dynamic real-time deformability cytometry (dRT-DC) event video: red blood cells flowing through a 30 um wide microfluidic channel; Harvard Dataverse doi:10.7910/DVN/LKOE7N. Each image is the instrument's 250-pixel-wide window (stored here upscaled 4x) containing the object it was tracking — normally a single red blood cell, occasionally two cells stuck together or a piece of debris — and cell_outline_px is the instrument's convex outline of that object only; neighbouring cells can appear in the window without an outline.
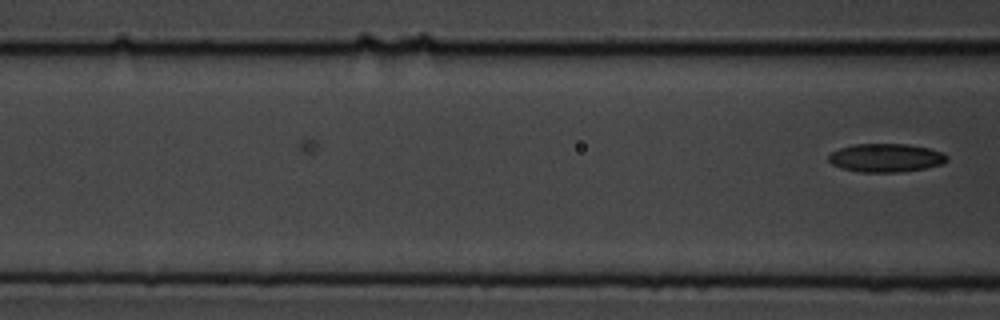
{"species": "common noctule bat (a hibernating species)", "species_latin": "Nyctalus noctula", "temperature_condition": "cold", "stored_images_in_passage": 4, "camera_frame_rate_fps": 3000, "um_per_image_px": 0.085, "animal": {"sex": "male", "body_mass_g": 19.5, "forearm_length_mm": 54.6}, "frame": {"image": 1, "passage_image": 4, "time_ms": 3.667, "image_size_px": [1000, 320], "cell_outline_px": [[948, 160], [940, 164], [924, 168], [900, 172], [864, 172], [840, 168], [832, 164], [828, 160], [828, 156], [832, 152], [840, 148], [856, 144], [908, 144], [928, 148], [940, 152], [948, 156]], "centroid_in_image_um": [75.28, 13.41], "position_along_channel_um": 91.3, "area_um2": 19.42}}